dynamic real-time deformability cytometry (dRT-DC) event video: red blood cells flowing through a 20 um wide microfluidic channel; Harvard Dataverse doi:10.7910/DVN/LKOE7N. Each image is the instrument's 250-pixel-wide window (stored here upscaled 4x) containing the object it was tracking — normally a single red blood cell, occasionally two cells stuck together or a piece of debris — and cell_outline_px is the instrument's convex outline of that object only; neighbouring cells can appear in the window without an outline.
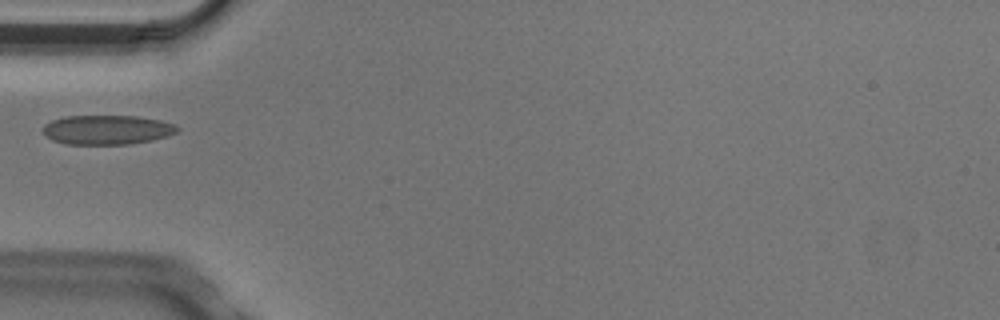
{"species": "Egyptian fruit bat (a non-hibernating species)", "species_latin": "Rousettus aegyptiacus", "temperature_condition": "cold", "stored_images_in_passage": 1, "camera_frame_rate_fps": 3000, "um_per_image_px": 0.085, "animal": {"sex": "male"}, "frame": {"image": 1, "passage_image": 1, "time_ms": 0.0, "image_size_px": [1000, 320], "cell_outline_px": [[180, 128], [176, 132], [168, 136], [152, 140], [128, 144], [68, 144], [52, 140], [44, 136], [44, 124], [52, 120], [64, 116], [136, 116], [160, 120], [172, 124]], "centroid_in_image_um": [9.08, 11.03], "position_along_channel_um": 75.9, "area_um2": 22.95}}